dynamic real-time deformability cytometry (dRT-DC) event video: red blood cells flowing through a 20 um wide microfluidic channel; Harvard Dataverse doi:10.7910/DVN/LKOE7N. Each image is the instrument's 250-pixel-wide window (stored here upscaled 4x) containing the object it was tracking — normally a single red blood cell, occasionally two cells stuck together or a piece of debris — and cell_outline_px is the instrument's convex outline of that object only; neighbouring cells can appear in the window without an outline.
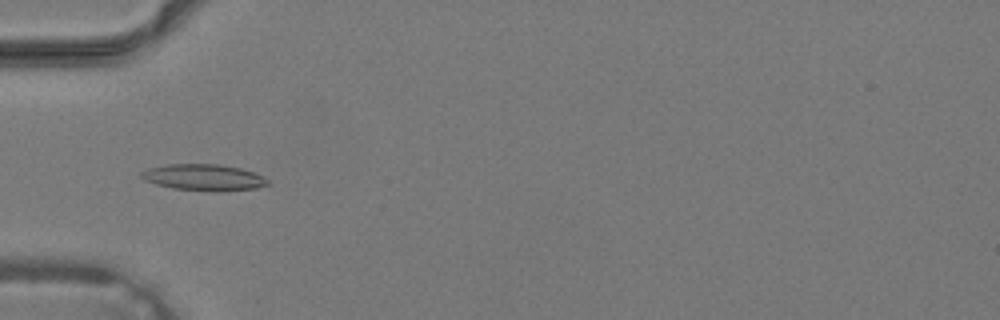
{"species": "common noctule bat (a hibernating species)", "species_latin": "Nyctalus noctula", "temperature_condition": "warm", "stored_images_in_passage": 27, "camera_frame_rate_fps": 3000, "um_per_image_px": 0.085, "animal": {"sex": "male", "body_mass_g": 19.2, "forearm_length_mm": 51.8}, "frame": {"image": 1, "passage_image": 1, "time_ms": 0.0, "image_size_px": [1000, 320], "cell_outline_px": [[268, 184], [256, 188], [216, 192], [172, 188], [156, 184], [144, 180], [140, 176], [140, 172], [148, 168], [168, 164], [220, 164], [240, 168], [264, 176], [268, 180]], "centroid_in_image_um": [17.3, 15.08], "position_along_channel_um": 67.7, "area_um2": 19.48}}
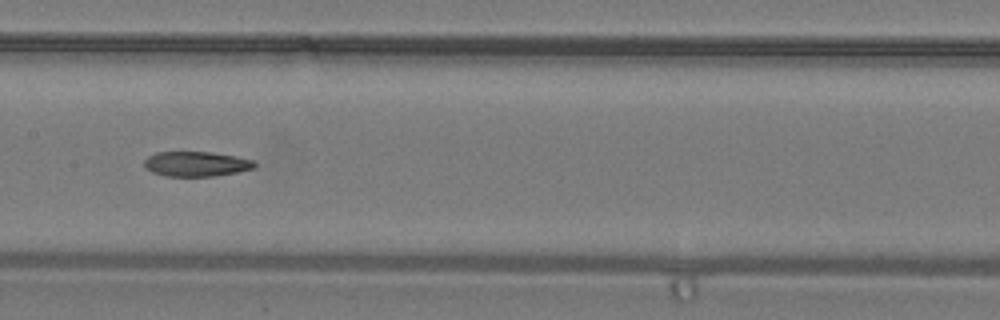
{"frame": {"image": 2, "passage_image": 8, "time_ms": 2.333, "image_size_px": [1000, 320], "cell_outline_px": [[256, 168], [216, 176], [164, 176], [152, 172], [144, 164], [144, 160], [148, 156], [156, 152], [212, 152], [236, 156], [252, 160], [256, 164]], "centroid_in_image_um": [16.69, 13.93], "position_along_channel_um": 190.7, "area_um2": 16.01}}
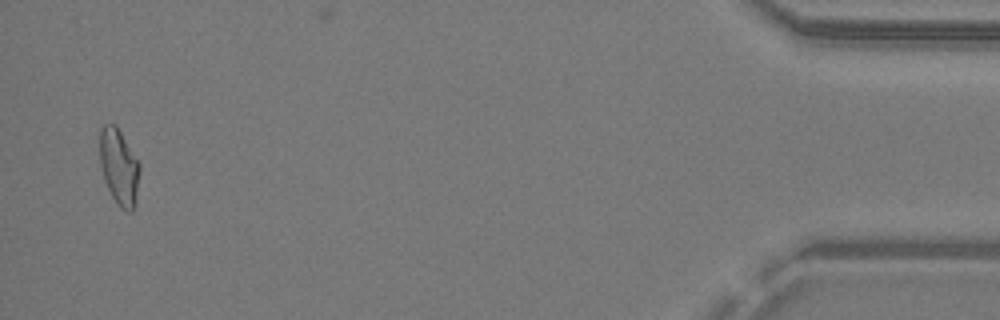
{"frame": {"image": 3, "passage_image": 26, "time_ms": 8.333, "image_size_px": [1000, 320], "cell_outline_px": [[140, 172], [136, 204], [132, 212], [128, 212], [120, 208], [116, 204], [104, 180], [100, 164], [100, 128], [104, 124], [116, 124], [140, 164]], "centroid_in_image_um": [10.13, 14.22], "position_along_channel_um": 425.1, "area_um2": 17.92}}